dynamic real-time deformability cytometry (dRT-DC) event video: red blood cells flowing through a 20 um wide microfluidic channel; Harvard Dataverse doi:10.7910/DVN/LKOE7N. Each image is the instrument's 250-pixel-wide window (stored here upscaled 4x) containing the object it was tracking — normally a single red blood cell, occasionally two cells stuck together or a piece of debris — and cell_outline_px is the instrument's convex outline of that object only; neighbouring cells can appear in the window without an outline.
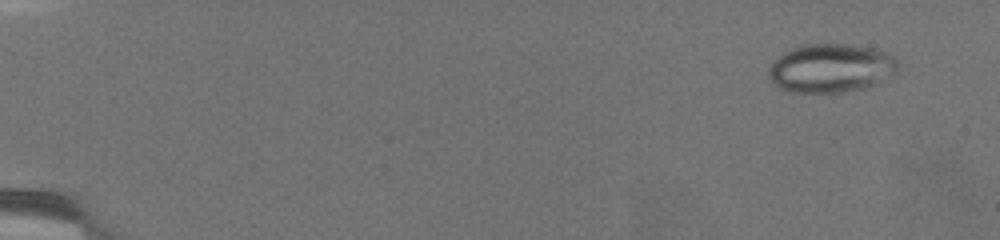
{"species": "common noctule bat (a hibernating species)", "species_latin": "Nyctalus noctula", "temperature_condition": "warm", "stored_images_in_passage": 27, "segment_of_instrument_passage": [1, 2], "camera_frame_rate_fps": 3000, "um_per_image_px": 0.085, "animal": {"sex": "female", "body_mass_g": 19.5, "forearm_length_mm": 54.1}, "frame": {"image": 1, "passage_image": 6, "time_ms": 1.667, "image_size_px": [1000, 240], "cell_outline_px": [[900, 68], [892, 76], [864, 88], [844, 92], [788, 92], [772, 84], [768, 80], [768, 68], [784, 52], [804, 44], [852, 44], [872, 48], [888, 52], [896, 56], [900, 60]], "centroid_in_image_um": [70.67, 5.79], "position_along_channel_um": 14.3, "area_um2": 37.17}}